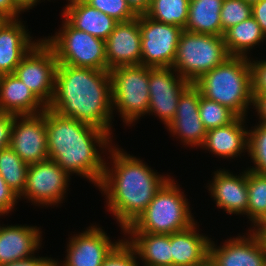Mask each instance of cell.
Returning a JSON list of instances; mask_svg holds the SVG:
<instances>
[{"label": "cell", "mask_w": 266, "mask_h": 266, "mask_svg": "<svg viewBox=\"0 0 266 266\" xmlns=\"http://www.w3.org/2000/svg\"><path fill=\"white\" fill-rule=\"evenodd\" d=\"M19 19L6 20L0 27V75L14 74L21 59L37 43Z\"/></svg>", "instance_id": "d6986e66"}, {"label": "cell", "mask_w": 266, "mask_h": 266, "mask_svg": "<svg viewBox=\"0 0 266 266\" xmlns=\"http://www.w3.org/2000/svg\"><path fill=\"white\" fill-rule=\"evenodd\" d=\"M223 0H190L188 18L183 30L221 36Z\"/></svg>", "instance_id": "484cf974"}, {"label": "cell", "mask_w": 266, "mask_h": 266, "mask_svg": "<svg viewBox=\"0 0 266 266\" xmlns=\"http://www.w3.org/2000/svg\"><path fill=\"white\" fill-rule=\"evenodd\" d=\"M253 108L256 109L259 122L266 124V94H253Z\"/></svg>", "instance_id": "b9f144b4"}, {"label": "cell", "mask_w": 266, "mask_h": 266, "mask_svg": "<svg viewBox=\"0 0 266 266\" xmlns=\"http://www.w3.org/2000/svg\"><path fill=\"white\" fill-rule=\"evenodd\" d=\"M62 16L75 29L106 40L118 23L83 0H68Z\"/></svg>", "instance_id": "cb8c5ba5"}, {"label": "cell", "mask_w": 266, "mask_h": 266, "mask_svg": "<svg viewBox=\"0 0 266 266\" xmlns=\"http://www.w3.org/2000/svg\"><path fill=\"white\" fill-rule=\"evenodd\" d=\"M254 231L262 235L266 244V226H257Z\"/></svg>", "instance_id": "f6af8a7d"}, {"label": "cell", "mask_w": 266, "mask_h": 266, "mask_svg": "<svg viewBox=\"0 0 266 266\" xmlns=\"http://www.w3.org/2000/svg\"><path fill=\"white\" fill-rule=\"evenodd\" d=\"M200 119L208 131L217 127L225 126L233 122L238 116L229 108L200 96L199 103Z\"/></svg>", "instance_id": "4dcf8cb0"}, {"label": "cell", "mask_w": 266, "mask_h": 266, "mask_svg": "<svg viewBox=\"0 0 266 266\" xmlns=\"http://www.w3.org/2000/svg\"><path fill=\"white\" fill-rule=\"evenodd\" d=\"M135 250L126 242V238L110 253L102 266H139Z\"/></svg>", "instance_id": "e575fe53"}, {"label": "cell", "mask_w": 266, "mask_h": 266, "mask_svg": "<svg viewBox=\"0 0 266 266\" xmlns=\"http://www.w3.org/2000/svg\"><path fill=\"white\" fill-rule=\"evenodd\" d=\"M246 237L237 236L216 247L209 244V260L215 266H266V244L261 234L250 228Z\"/></svg>", "instance_id": "5bb4252c"}, {"label": "cell", "mask_w": 266, "mask_h": 266, "mask_svg": "<svg viewBox=\"0 0 266 266\" xmlns=\"http://www.w3.org/2000/svg\"><path fill=\"white\" fill-rule=\"evenodd\" d=\"M112 108L117 110L126 125L148 114L149 67L129 65L110 70ZM115 108V109H114Z\"/></svg>", "instance_id": "52a82bcc"}, {"label": "cell", "mask_w": 266, "mask_h": 266, "mask_svg": "<svg viewBox=\"0 0 266 266\" xmlns=\"http://www.w3.org/2000/svg\"><path fill=\"white\" fill-rule=\"evenodd\" d=\"M46 108L15 74L0 75V112L36 115Z\"/></svg>", "instance_id": "44dd1931"}, {"label": "cell", "mask_w": 266, "mask_h": 266, "mask_svg": "<svg viewBox=\"0 0 266 266\" xmlns=\"http://www.w3.org/2000/svg\"><path fill=\"white\" fill-rule=\"evenodd\" d=\"M223 38L230 56L243 57H248L253 47L266 41L265 34L253 16L226 30Z\"/></svg>", "instance_id": "4316f807"}, {"label": "cell", "mask_w": 266, "mask_h": 266, "mask_svg": "<svg viewBox=\"0 0 266 266\" xmlns=\"http://www.w3.org/2000/svg\"><path fill=\"white\" fill-rule=\"evenodd\" d=\"M10 147L28 165L49 159L46 115H14Z\"/></svg>", "instance_id": "7c38bea8"}, {"label": "cell", "mask_w": 266, "mask_h": 266, "mask_svg": "<svg viewBox=\"0 0 266 266\" xmlns=\"http://www.w3.org/2000/svg\"><path fill=\"white\" fill-rule=\"evenodd\" d=\"M200 266H215L209 259L202 265Z\"/></svg>", "instance_id": "bcb514c9"}, {"label": "cell", "mask_w": 266, "mask_h": 266, "mask_svg": "<svg viewBox=\"0 0 266 266\" xmlns=\"http://www.w3.org/2000/svg\"><path fill=\"white\" fill-rule=\"evenodd\" d=\"M141 65L172 68L183 28L158 22L146 14L139 15Z\"/></svg>", "instance_id": "30bf717a"}, {"label": "cell", "mask_w": 266, "mask_h": 266, "mask_svg": "<svg viewBox=\"0 0 266 266\" xmlns=\"http://www.w3.org/2000/svg\"><path fill=\"white\" fill-rule=\"evenodd\" d=\"M107 71L116 67L141 65V33L139 15L127 22H118L105 40Z\"/></svg>", "instance_id": "e0dca14e"}, {"label": "cell", "mask_w": 266, "mask_h": 266, "mask_svg": "<svg viewBox=\"0 0 266 266\" xmlns=\"http://www.w3.org/2000/svg\"><path fill=\"white\" fill-rule=\"evenodd\" d=\"M111 92L110 71L57 64L54 94L48 108L112 135Z\"/></svg>", "instance_id": "6da1fadb"}, {"label": "cell", "mask_w": 266, "mask_h": 266, "mask_svg": "<svg viewBox=\"0 0 266 266\" xmlns=\"http://www.w3.org/2000/svg\"><path fill=\"white\" fill-rule=\"evenodd\" d=\"M43 40L54 50L58 64L107 70L105 40L75 29L65 19L55 35Z\"/></svg>", "instance_id": "ba28073f"}, {"label": "cell", "mask_w": 266, "mask_h": 266, "mask_svg": "<svg viewBox=\"0 0 266 266\" xmlns=\"http://www.w3.org/2000/svg\"><path fill=\"white\" fill-rule=\"evenodd\" d=\"M253 127L248 130V155L255 165L248 169L266 175V124L259 122Z\"/></svg>", "instance_id": "1f68e13d"}, {"label": "cell", "mask_w": 266, "mask_h": 266, "mask_svg": "<svg viewBox=\"0 0 266 266\" xmlns=\"http://www.w3.org/2000/svg\"><path fill=\"white\" fill-rule=\"evenodd\" d=\"M190 0H152L145 13L149 18L184 29Z\"/></svg>", "instance_id": "f546056e"}, {"label": "cell", "mask_w": 266, "mask_h": 266, "mask_svg": "<svg viewBox=\"0 0 266 266\" xmlns=\"http://www.w3.org/2000/svg\"><path fill=\"white\" fill-rule=\"evenodd\" d=\"M7 19L0 14V27L5 23Z\"/></svg>", "instance_id": "7dc6e473"}, {"label": "cell", "mask_w": 266, "mask_h": 266, "mask_svg": "<svg viewBox=\"0 0 266 266\" xmlns=\"http://www.w3.org/2000/svg\"><path fill=\"white\" fill-rule=\"evenodd\" d=\"M244 1H246L247 3L253 5V4L259 2L260 0H244Z\"/></svg>", "instance_id": "c3c4849f"}, {"label": "cell", "mask_w": 266, "mask_h": 266, "mask_svg": "<svg viewBox=\"0 0 266 266\" xmlns=\"http://www.w3.org/2000/svg\"><path fill=\"white\" fill-rule=\"evenodd\" d=\"M252 16L266 36V0H260L252 5Z\"/></svg>", "instance_id": "60d3db41"}, {"label": "cell", "mask_w": 266, "mask_h": 266, "mask_svg": "<svg viewBox=\"0 0 266 266\" xmlns=\"http://www.w3.org/2000/svg\"><path fill=\"white\" fill-rule=\"evenodd\" d=\"M251 60L253 94H266V60Z\"/></svg>", "instance_id": "d590c367"}, {"label": "cell", "mask_w": 266, "mask_h": 266, "mask_svg": "<svg viewBox=\"0 0 266 266\" xmlns=\"http://www.w3.org/2000/svg\"><path fill=\"white\" fill-rule=\"evenodd\" d=\"M130 235L126 242L141 258L143 266L172 265L171 234L124 232Z\"/></svg>", "instance_id": "d4e9b609"}, {"label": "cell", "mask_w": 266, "mask_h": 266, "mask_svg": "<svg viewBox=\"0 0 266 266\" xmlns=\"http://www.w3.org/2000/svg\"><path fill=\"white\" fill-rule=\"evenodd\" d=\"M200 96L199 88L190 83L182 91L175 117L166 128L172 136L176 135L184 145L191 147H201L207 133L199 114Z\"/></svg>", "instance_id": "2e32d148"}, {"label": "cell", "mask_w": 266, "mask_h": 266, "mask_svg": "<svg viewBox=\"0 0 266 266\" xmlns=\"http://www.w3.org/2000/svg\"><path fill=\"white\" fill-rule=\"evenodd\" d=\"M189 206L178 184L170 178L154 195L145 211L124 232L172 234L183 231L196 222Z\"/></svg>", "instance_id": "5b68a950"}, {"label": "cell", "mask_w": 266, "mask_h": 266, "mask_svg": "<svg viewBox=\"0 0 266 266\" xmlns=\"http://www.w3.org/2000/svg\"><path fill=\"white\" fill-rule=\"evenodd\" d=\"M23 10L14 0H0V14L7 20L18 19Z\"/></svg>", "instance_id": "ab89813d"}, {"label": "cell", "mask_w": 266, "mask_h": 266, "mask_svg": "<svg viewBox=\"0 0 266 266\" xmlns=\"http://www.w3.org/2000/svg\"><path fill=\"white\" fill-rule=\"evenodd\" d=\"M14 114L0 112V151L10 147Z\"/></svg>", "instance_id": "74e56055"}, {"label": "cell", "mask_w": 266, "mask_h": 266, "mask_svg": "<svg viewBox=\"0 0 266 266\" xmlns=\"http://www.w3.org/2000/svg\"><path fill=\"white\" fill-rule=\"evenodd\" d=\"M228 171L219 169L214 172L213 179L207 186L210 195L216 202V206L226 213L247 215V169L239 175H233L232 172Z\"/></svg>", "instance_id": "ac0fdd59"}, {"label": "cell", "mask_w": 266, "mask_h": 266, "mask_svg": "<svg viewBox=\"0 0 266 266\" xmlns=\"http://www.w3.org/2000/svg\"><path fill=\"white\" fill-rule=\"evenodd\" d=\"M57 64L54 50L41 38L14 72L46 107L53 98Z\"/></svg>", "instance_id": "9c48e42d"}, {"label": "cell", "mask_w": 266, "mask_h": 266, "mask_svg": "<svg viewBox=\"0 0 266 266\" xmlns=\"http://www.w3.org/2000/svg\"><path fill=\"white\" fill-rule=\"evenodd\" d=\"M189 84L173 68L149 67L148 114L154 113L168 126L175 117L181 93Z\"/></svg>", "instance_id": "4fadbf2b"}, {"label": "cell", "mask_w": 266, "mask_h": 266, "mask_svg": "<svg viewBox=\"0 0 266 266\" xmlns=\"http://www.w3.org/2000/svg\"><path fill=\"white\" fill-rule=\"evenodd\" d=\"M197 225L171 234L172 265L200 266L208 260L211 238L199 234Z\"/></svg>", "instance_id": "603a6c76"}, {"label": "cell", "mask_w": 266, "mask_h": 266, "mask_svg": "<svg viewBox=\"0 0 266 266\" xmlns=\"http://www.w3.org/2000/svg\"><path fill=\"white\" fill-rule=\"evenodd\" d=\"M19 197L9 188L0 175V211L9 213L14 210Z\"/></svg>", "instance_id": "8d00e7d4"}, {"label": "cell", "mask_w": 266, "mask_h": 266, "mask_svg": "<svg viewBox=\"0 0 266 266\" xmlns=\"http://www.w3.org/2000/svg\"><path fill=\"white\" fill-rule=\"evenodd\" d=\"M54 260L50 257H36L35 254L34 256L20 259L18 261L9 263V264H4L1 266H53Z\"/></svg>", "instance_id": "f35d334b"}, {"label": "cell", "mask_w": 266, "mask_h": 266, "mask_svg": "<svg viewBox=\"0 0 266 266\" xmlns=\"http://www.w3.org/2000/svg\"><path fill=\"white\" fill-rule=\"evenodd\" d=\"M122 241L113 243L101 227L89 226L83 233L70 238L65 261L60 264L54 259L53 266H102Z\"/></svg>", "instance_id": "9a60e30c"}, {"label": "cell", "mask_w": 266, "mask_h": 266, "mask_svg": "<svg viewBox=\"0 0 266 266\" xmlns=\"http://www.w3.org/2000/svg\"><path fill=\"white\" fill-rule=\"evenodd\" d=\"M250 58L230 56L194 84L203 97L229 108L238 117H246L248 106L253 105Z\"/></svg>", "instance_id": "277c9868"}, {"label": "cell", "mask_w": 266, "mask_h": 266, "mask_svg": "<svg viewBox=\"0 0 266 266\" xmlns=\"http://www.w3.org/2000/svg\"><path fill=\"white\" fill-rule=\"evenodd\" d=\"M113 147L108 149L113 167L110 169L105 165L98 188L106 194L108 210L113 213L124 233L171 177L160 176L142 160L130 156L121 148Z\"/></svg>", "instance_id": "3957f363"}, {"label": "cell", "mask_w": 266, "mask_h": 266, "mask_svg": "<svg viewBox=\"0 0 266 266\" xmlns=\"http://www.w3.org/2000/svg\"><path fill=\"white\" fill-rule=\"evenodd\" d=\"M16 4L25 12L32 9L40 0H14Z\"/></svg>", "instance_id": "ee69618b"}, {"label": "cell", "mask_w": 266, "mask_h": 266, "mask_svg": "<svg viewBox=\"0 0 266 266\" xmlns=\"http://www.w3.org/2000/svg\"><path fill=\"white\" fill-rule=\"evenodd\" d=\"M247 216L254 230L266 218V175L247 169Z\"/></svg>", "instance_id": "f1b7e54d"}, {"label": "cell", "mask_w": 266, "mask_h": 266, "mask_svg": "<svg viewBox=\"0 0 266 266\" xmlns=\"http://www.w3.org/2000/svg\"><path fill=\"white\" fill-rule=\"evenodd\" d=\"M43 113L46 115L49 159L69 175L76 173L99 186L108 163L96 147L102 150L111 148L110 134L93 125L61 116L48 107Z\"/></svg>", "instance_id": "7a4b0ae2"}, {"label": "cell", "mask_w": 266, "mask_h": 266, "mask_svg": "<svg viewBox=\"0 0 266 266\" xmlns=\"http://www.w3.org/2000/svg\"><path fill=\"white\" fill-rule=\"evenodd\" d=\"M89 6L107 14L117 22H127L138 15L130 8L126 0H83Z\"/></svg>", "instance_id": "836d02e7"}, {"label": "cell", "mask_w": 266, "mask_h": 266, "mask_svg": "<svg viewBox=\"0 0 266 266\" xmlns=\"http://www.w3.org/2000/svg\"><path fill=\"white\" fill-rule=\"evenodd\" d=\"M41 234L37 226H3L0 231V266L34 256L41 247Z\"/></svg>", "instance_id": "ffe728a7"}, {"label": "cell", "mask_w": 266, "mask_h": 266, "mask_svg": "<svg viewBox=\"0 0 266 266\" xmlns=\"http://www.w3.org/2000/svg\"><path fill=\"white\" fill-rule=\"evenodd\" d=\"M28 168L29 165L11 147L0 151V175L20 199L26 185Z\"/></svg>", "instance_id": "83f0119b"}, {"label": "cell", "mask_w": 266, "mask_h": 266, "mask_svg": "<svg viewBox=\"0 0 266 266\" xmlns=\"http://www.w3.org/2000/svg\"><path fill=\"white\" fill-rule=\"evenodd\" d=\"M252 16V5L244 0H223L221 7V36L224 32Z\"/></svg>", "instance_id": "d6a6232c"}, {"label": "cell", "mask_w": 266, "mask_h": 266, "mask_svg": "<svg viewBox=\"0 0 266 266\" xmlns=\"http://www.w3.org/2000/svg\"><path fill=\"white\" fill-rule=\"evenodd\" d=\"M5 214L7 215L8 213L0 211V216L5 215ZM1 229H2V226H0V231H1Z\"/></svg>", "instance_id": "f907efd6"}, {"label": "cell", "mask_w": 266, "mask_h": 266, "mask_svg": "<svg viewBox=\"0 0 266 266\" xmlns=\"http://www.w3.org/2000/svg\"><path fill=\"white\" fill-rule=\"evenodd\" d=\"M69 178V174L53 160L29 164L26 185L21 196L38 206L62 203L69 187Z\"/></svg>", "instance_id": "8fae6325"}, {"label": "cell", "mask_w": 266, "mask_h": 266, "mask_svg": "<svg viewBox=\"0 0 266 266\" xmlns=\"http://www.w3.org/2000/svg\"><path fill=\"white\" fill-rule=\"evenodd\" d=\"M245 119L237 117L230 124L208 130L201 148L226 159L238 157L245 150L248 152V129L243 126Z\"/></svg>", "instance_id": "7402d4cb"}, {"label": "cell", "mask_w": 266, "mask_h": 266, "mask_svg": "<svg viewBox=\"0 0 266 266\" xmlns=\"http://www.w3.org/2000/svg\"><path fill=\"white\" fill-rule=\"evenodd\" d=\"M228 57L223 36L183 30L172 68L186 81L194 83Z\"/></svg>", "instance_id": "8992f818"}, {"label": "cell", "mask_w": 266, "mask_h": 266, "mask_svg": "<svg viewBox=\"0 0 266 266\" xmlns=\"http://www.w3.org/2000/svg\"><path fill=\"white\" fill-rule=\"evenodd\" d=\"M126 2L137 15H140L149 10L152 0H126Z\"/></svg>", "instance_id": "7bdbcfd3"}, {"label": "cell", "mask_w": 266, "mask_h": 266, "mask_svg": "<svg viewBox=\"0 0 266 266\" xmlns=\"http://www.w3.org/2000/svg\"><path fill=\"white\" fill-rule=\"evenodd\" d=\"M258 226H266V218Z\"/></svg>", "instance_id": "681fc988"}]
</instances>
